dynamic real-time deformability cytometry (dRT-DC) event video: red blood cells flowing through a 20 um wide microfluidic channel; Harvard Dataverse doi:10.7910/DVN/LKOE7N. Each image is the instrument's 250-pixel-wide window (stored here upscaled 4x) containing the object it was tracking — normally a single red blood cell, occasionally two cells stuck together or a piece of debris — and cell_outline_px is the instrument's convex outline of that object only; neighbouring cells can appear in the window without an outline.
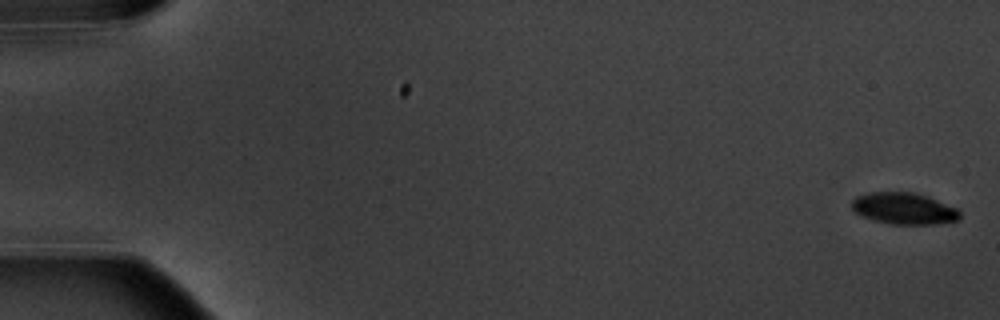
{"species": "common noctule bat (a hibernating species)", "species_latin": "Nyctalus noctula", "temperature_condition": "warm", "stored_images_in_passage": 5, "camera_frame_rate_fps": 3000, "um_per_image_px": 0.085, "animal": {"sex": "male", "body_mass_g": 20.1, "forearm_length_mm": 53.5}, "frame": {"image": 1, "passage_image": 1, "time_ms": 0.0, "image_size_px": [1000, 320], "cell_outline_px": [[960, 220], [936, 224], [888, 224], [860, 216], [852, 208], [852, 200], [856, 196], [868, 192], [912, 192], [928, 196], [956, 208], [960, 212]], "centroid_in_image_um": [76.82, 17.72], "position_along_channel_um": 8.2, "area_um2": 20.0}}
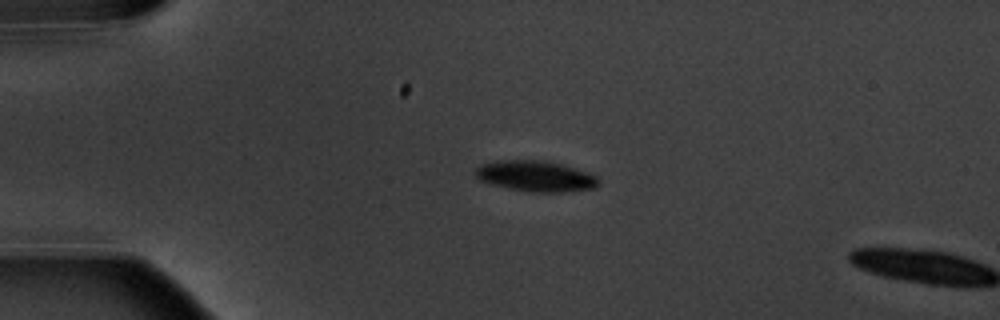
{"frame": {"image": 2, "passage_image": 4, "time_ms": 4.333, "image_size_px": [1000, 320], "cell_outline_px": [[600, 184], [596, 188], [564, 192], [528, 192], [488, 184], [480, 180], [472, 172], [480, 164], [500, 160], [544, 160], [560, 164], [588, 172], [596, 176], [600, 180]], "centroid_in_image_um": [45.51, 14.98], "position_along_channel_um": 39.5, "area_um2": 22.37}}